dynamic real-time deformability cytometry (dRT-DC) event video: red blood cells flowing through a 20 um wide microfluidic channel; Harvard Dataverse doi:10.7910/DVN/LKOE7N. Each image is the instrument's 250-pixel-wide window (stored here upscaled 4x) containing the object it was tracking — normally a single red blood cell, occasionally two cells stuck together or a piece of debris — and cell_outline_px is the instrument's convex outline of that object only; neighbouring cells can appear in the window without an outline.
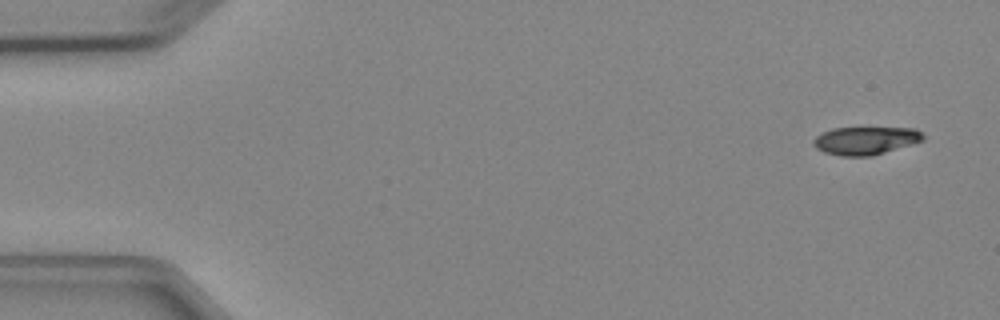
{"species": "Egyptian fruit bat (a non-hibernating species)", "species_latin": "Rousettus aegyptiacus", "temperature_condition": "cold", "stored_images_in_passage": 4, "camera_frame_rate_fps": 3000, "um_per_image_px": 0.085, "animal": {"sex": "female"}, "frame": {"image": 1, "passage_image": 1, "time_ms": 0.0, "image_size_px": [1000, 320], "cell_outline_px": [[924, 140], [872, 156], [840, 156], [824, 152], [816, 148], [812, 144], [812, 140], [816, 136], [832, 128], [916, 128], [924, 136]], "centroid_in_image_um": [73.54, 11.95], "position_along_channel_um": 11.5, "area_um2": 17.8}}
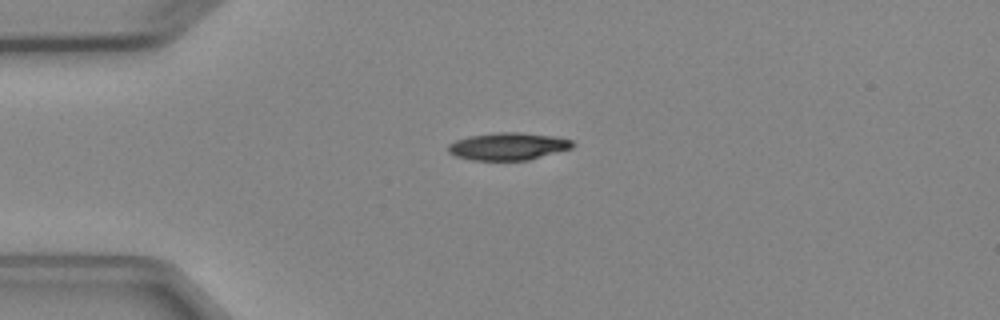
{"frame": {"image": 2, "passage_image": 4, "time_ms": 3.333, "image_size_px": [1000, 320], "cell_outline_px": [[576, 144], [572, 148], [528, 160], [472, 160], [456, 156], [448, 152], [448, 144], [456, 140], [468, 136], [500, 132], [520, 132], [556, 136], [572, 140]], "centroid_in_image_um": [43.21, 12.43], "position_along_channel_um": 41.8, "area_um2": 19.94}}